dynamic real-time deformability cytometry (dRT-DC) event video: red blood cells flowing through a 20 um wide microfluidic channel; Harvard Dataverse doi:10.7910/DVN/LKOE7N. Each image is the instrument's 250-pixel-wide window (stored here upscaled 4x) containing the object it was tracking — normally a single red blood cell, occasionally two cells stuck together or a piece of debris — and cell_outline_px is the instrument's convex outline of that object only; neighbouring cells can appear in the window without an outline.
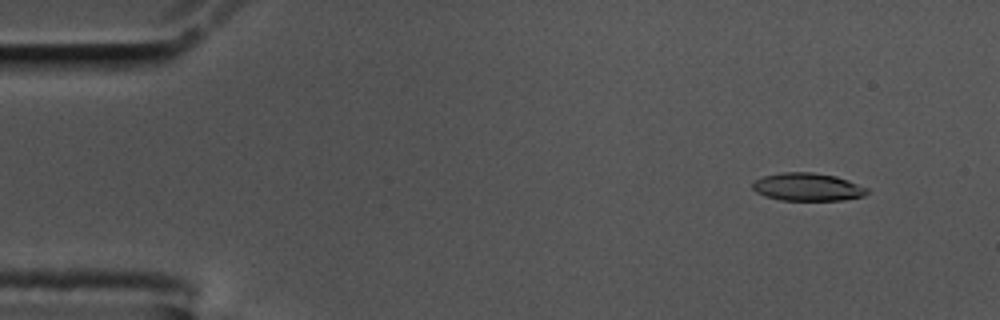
{"species": "common noctule bat (a hibernating species)", "species_latin": "Nyctalus noctula", "temperature_condition": "cold", "stored_images_in_passage": 57, "camera_frame_rate_fps": 3000, "um_per_image_px": 0.085, "animal": {"sex": "male", "body_mass_g": 17.5, "forearm_length_mm": 52.3}, "frame": {"image": 1, "passage_image": 5, "time_ms": 1.333, "image_size_px": [1000, 320], "cell_outline_px": [[868, 192], [864, 196], [844, 200], [780, 200], [764, 196], [756, 192], [752, 188], [752, 184], [756, 180], [764, 176], [780, 172], [812, 172], [836, 176], [848, 180], [868, 188]], "centroid_in_image_um": [68.64, 15.89], "position_along_channel_um": 16.4, "area_um2": 18.67}}
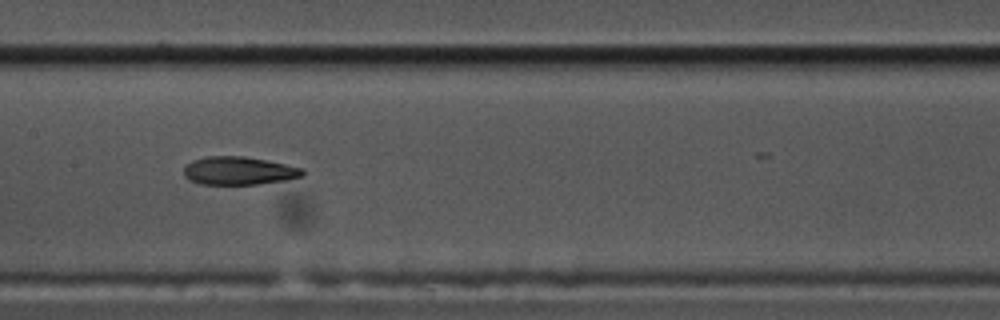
{"frame": {"image": 2, "passage_image": 28, "time_ms": 9.0, "image_size_px": [1000, 320], "cell_outline_px": [[304, 176], [284, 180], [256, 184], [200, 184], [188, 180], [184, 176], [184, 168], [192, 160], [204, 156], [244, 156], [304, 168]], "centroid_in_image_um": [20.27, 14.51], "position_along_channel_um": 187.1, "area_um2": 19.42}}
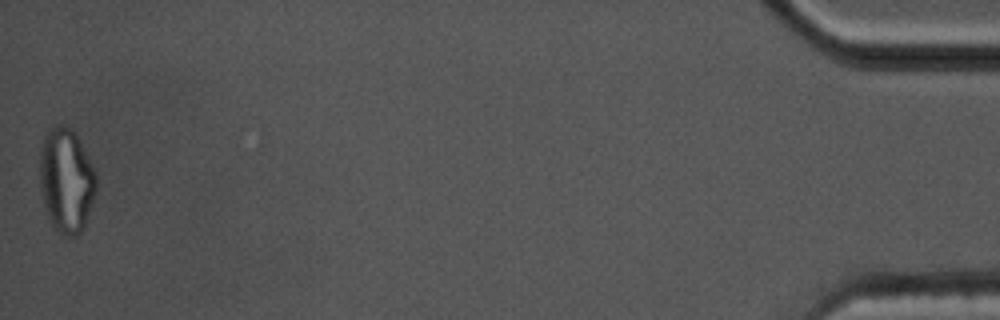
{"frame": {"image": 3, "passage_image": 57, "time_ms": 18.667, "image_size_px": [1000, 320], "cell_outline_px": [[96, 192], [84, 228], [76, 236], [68, 236], [56, 232], [48, 216], [44, 204], [40, 188], [40, 152], [44, 136], [48, 128], [60, 124], [64, 124], [72, 128], [92, 164], [96, 172]], "centroid_in_image_um": [5.63, 15.33], "position_along_channel_um": 429.6, "area_um2": 34.51}, "authors_computed_cell_mechanics": {"area_um2": 20.1144, "velocity_mm_per_s": 3.4989, "shape_relaxation_time_tau1_ms": null, "shape_relaxation_time_tau2_ms": 3.9614, "deformation_change_tau1": null, "deformation_change_tau2": 0.1377}}